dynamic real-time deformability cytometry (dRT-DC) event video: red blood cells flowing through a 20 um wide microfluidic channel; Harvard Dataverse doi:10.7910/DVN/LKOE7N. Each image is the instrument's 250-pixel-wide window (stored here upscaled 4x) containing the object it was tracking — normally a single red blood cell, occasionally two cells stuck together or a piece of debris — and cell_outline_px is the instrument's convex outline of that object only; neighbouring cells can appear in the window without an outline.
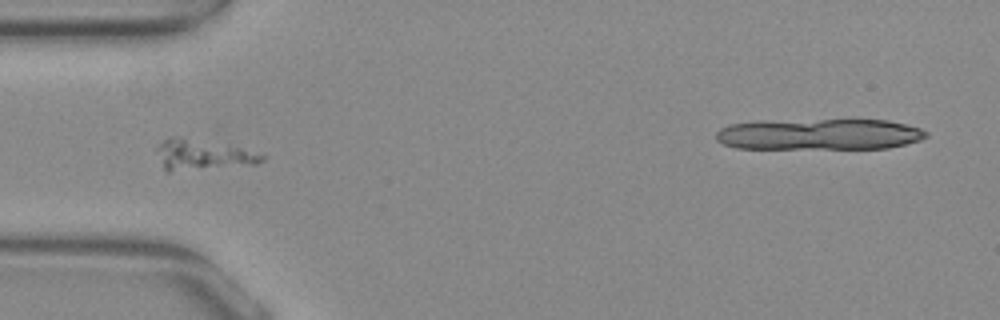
{"species": "common noctule bat (a hibernating species)", "species_latin": "Nyctalus noctula", "temperature_condition": "warm", "stored_images_in_passage": 38, "camera_frame_rate_fps": 3000, "um_per_image_px": 0.085, "animal": {"sex": "female", "body_mass_g": 29.2, "forearm_length_mm": 56.3}, "frame": {"image": 1, "passage_image": 1, "time_ms": 0.0, "image_size_px": [1000, 320], "cell_outline_px": [[268, 156], [264, 160], [256, 164], [168, 172], [164, 168], [156, 148], [164, 140], [172, 136], [264, 152]], "centroid_in_image_um": [17.31, 13.18], "position_along_channel_um": 67.7, "area_um2": 18.32}}
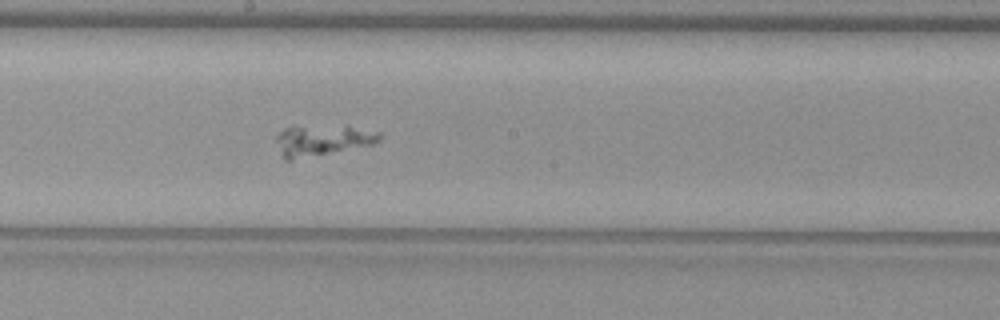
{"frame": {"image": 2, "passage_image": 13, "time_ms": 4.0, "image_size_px": [1000, 320], "cell_outline_px": [[384, 136], [380, 140], [372, 144], [292, 160], [284, 160], [276, 140], [276, 136], [284, 128], [344, 124], [348, 124], [380, 132]], "centroid_in_image_um": [27.47, 11.89], "position_along_channel_um": 220.7, "area_um2": 18.67}}
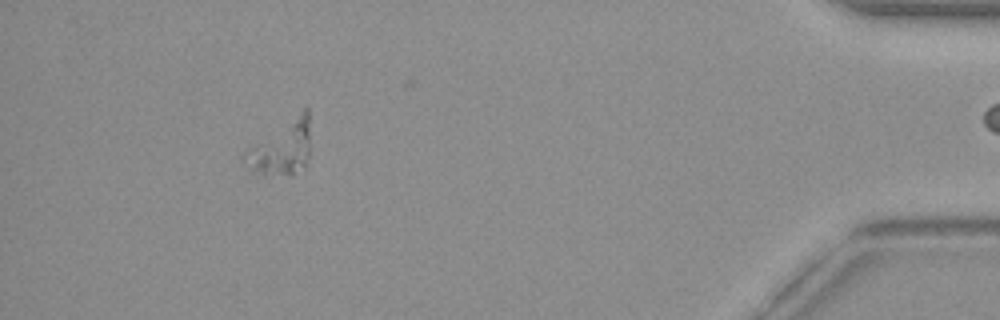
{"frame": {"image": 3, "passage_image": 33, "time_ms": 10.667, "image_size_px": [1000, 320], "cell_outline_px": [[308, 156], [304, 168], [292, 172], [264, 176], [252, 172], [240, 160], [244, 152], [252, 144], [304, 108], [308, 108]], "centroid_in_image_um": [23.85, 12.58], "position_along_channel_um": 411.4, "area_um2": 20.58}}